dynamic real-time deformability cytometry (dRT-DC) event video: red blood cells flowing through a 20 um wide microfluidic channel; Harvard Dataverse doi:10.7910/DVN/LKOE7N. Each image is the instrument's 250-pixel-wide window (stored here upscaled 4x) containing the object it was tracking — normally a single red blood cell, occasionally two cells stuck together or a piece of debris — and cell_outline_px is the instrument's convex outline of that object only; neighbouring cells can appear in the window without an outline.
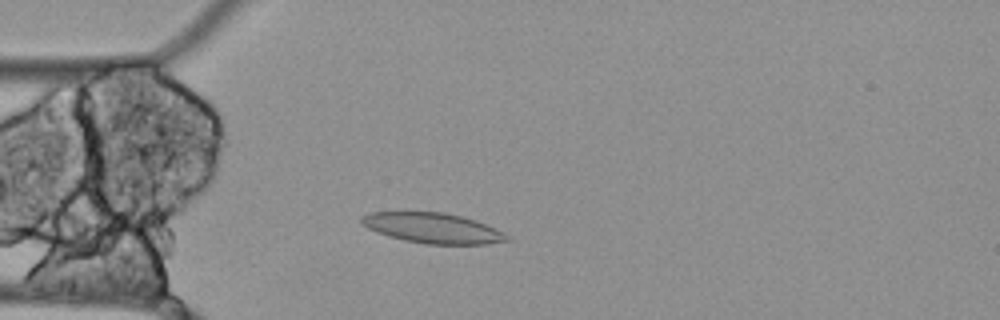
{"species": "Egyptian fruit bat (a non-hibernating species)", "species_latin": "Rousettus aegyptiacus", "temperature_condition": "cold", "stored_images_in_passage": 55, "camera_frame_rate_fps": 3000, "um_per_image_px": 0.085, "animal": {"sex": "female"}, "frame": {"image": 1, "passage_image": 13, "time_ms": 4.0, "image_size_px": [1000, 320], "cell_outline_px": [[512, 240], [488, 244], [424, 244], [404, 240], [388, 236], [376, 232], [368, 228], [360, 220], [360, 216], [368, 212], [444, 212], [460, 216], [484, 224], [504, 232], [512, 236]], "centroid_in_image_um": [36.79, 19.39], "position_along_channel_um": 48.2, "area_um2": 25.66}}
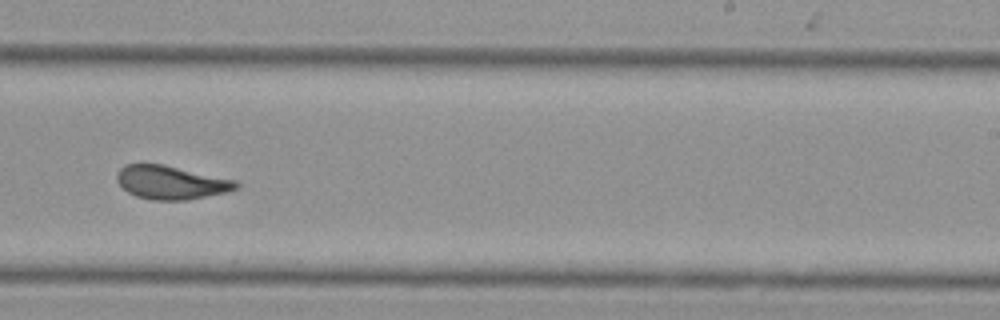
{"frame": {"image": 2, "passage_image": 33, "time_ms": 10.667, "image_size_px": [1000, 320], "cell_outline_px": [[240, 188], [228, 192], [184, 200], [152, 200], [136, 196], [128, 192], [116, 180], [116, 172], [124, 164], [164, 164], [236, 180], [240, 184]], "centroid_in_image_um": [14.55, 15.5], "position_along_channel_um": 274.4, "area_um2": 23.41}}
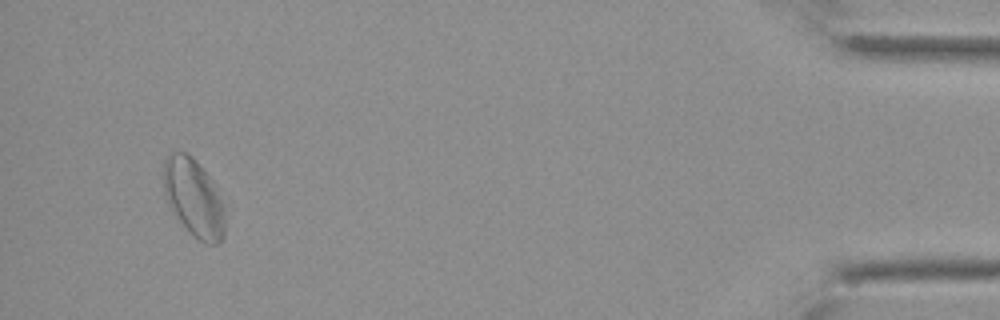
{"frame": {"image": 3, "passage_image": 52, "time_ms": 17.0, "image_size_px": [1000, 320], "cell_outline_px": [[224, 236], [216, 244], [204, 244], [172, 212], [164, 196], [164, 160], [172, 152], [188, 152], [200, 164], [212, 180], [224, 208]], "centroid_in_image_um": [16.46, 16.77], "position_along_channel_um": 418.7, "area_um2": 27.51}, "authors_computed_cell_mechanics": {"area_um2": 24.4494, "velocity_mm_per_s": 3.4273, "shape_relaxation_time_tau1_ms": null, "shape_relaxation_time_tau2_ms": 3.1186, "deformation_change_tau1": null, "deformation_change_tau2": 0.0988}}